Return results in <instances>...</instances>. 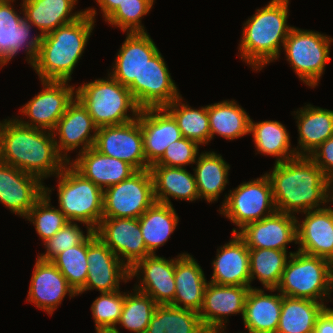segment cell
Listing matches in <instances>:
<instances>
[{"instance_id":"cell-1","label":"cell","mask_w":333,"mask_h":333,"mask_svg":"<svg viewBox=\"0 0 333 333\" xmlns=\"http://www.w3.org/2000/svg\"><path fill=\"white\" fill-rule=\"evenodd\" d=\"M276 210L291 215L320 209L333 204L330 179L309 156L274 163L266 172Z\"/></svg>"},{"instance_id":"cell-2","label":"cell","mask_w":333,"mask_h":333,"mask_svg":"<svg viewBox=\"0 0 333 333\" xmlns=\"http://www.w3.org/2000/svg\"><path fill=\"white\" fill-rule=\"evenodd\" d=\"M0 161L42 182L68 164L57 150L53 132L23 125L15 116L0 121Z\"/></svg>"},{"instance_id":"cell-3","label":"cell","mask_w":333,"mask_h":333,"mask_svg":"<svg viewBox=\"0 0 333 333\" xmlns=\"http://www.w3.org/2000/svg\"><path fill=\"white\" fill-rule=\"evenodd\" d=\"M96 11V8L88 7L86 13L76 21L42 35L38 54L32 65L40 81H71V75L82 59L96 25Z\"/></svg>"},{"instance_id":"cell-4","label":"cell","mask_w":333,"mask_h":333,"mask_svg":"<svg viewBox=\"0 0 333 333\" xmlns=\"http://www.w3.org/2000/svg\"><path fill=\"white\" fill-rule=\"evenodd\" d=\"M289 0H270L243 24L238 56L259 72L280 58L284 42L293 26L288 25Z\"/></svg>"},{"instance_id":"cell-5","label":"cell","mask_w":333,"mask_h":333,"mask_svg":"<svg viewBox=\"0 0 333 333\" xmlns=\"http://www.w3.org/2000/svg\"><path fill=\"white\" fill-rule=\"evenodd\" d=\"M76 98L97 127L128 123L135 120L141 110L128 87L109 74L76 86Z\"/></svg>"},{"instance_id":"cell-6","label":"cell","mask_w":333,"mask_h":333,"mask_svg":"<svg viewBox=\"0 0 333 333\" xmlns=\"http://www.w3.org/2000/svg\"><path fill=\"white\" fill-rule=\"evenodd\" d=\"M276 289L283 296L310 299L328 307L326 302H332L333 263L296 250L289 257Z\"/></svg>"},{"instance_id":"cell-7","label":"cell","mask_w":333,"mask_h":333,"mask_svg":"<svg viewBox=\"0 0 333 333\" xmlns=\"http://www.w3.org/2000/svg\"><path fill=\"white\" fill-rule=\"evenodd\" d=\"M55 178L58 180V208L68 221L84 224L86 231H94L103 217L104 190L69 163Z\"/></svg>"},{"instance_id":"cell-8","label":"cell","mask_w":333,"mask_h":333,"mask_svg":"<svg viewBox=\"0 0 333 333\" xmlns=\"http://www.w3.org/2000/svg\"><path fill=\"white\" fill-rule=\"evenodd\" d=\"M332 43L331 36L293 26L282 52L299 80L307 87L315 88L331 60Z\"/></svg>"},{"instance_id":"cell-9","label":"cell","mask_w":333,"mask_h":333,"mask_svg":"<svg viewBox=\"0 0 333 333\" xmlns=\"http://www.w3.org/2000/svg\"><path fill=\"white\" fill-rule=\"evenodd\" d=\"M225 194L219 214L236 225L232 233H237L245 225L259 221L275 213L272 185L264 173L258 178L243 182Z\"/></svg>"},{"instance_id":"cell-10","label":"cell","mask_w":333,"mask_h":333,"mask_svg":"<svg viewBox=\"0 0 333 333\" xmlns=\"http://www.w3.org/2000/svg\"><path fill=\"white\" fill-rule=\"evenodd\" d=\"M153 179L149 169L104 189L102 218H139L153 203Z\"/></svg>"},{"instance_id":"cell-11","label":"cell","mask_w":333,"mask_h":333,"mask_svg":"<svg viewBox=\"0 0 333 333\" xmlns=\"http://www.w3.org/2000/svg\"><path fill=\"white\" fill-rule=\"evenodd\" d=\"M69 83L70 81L41 80L43 89L20 108L19 113L24 117L15 118L23 125L53 132L58 120L76 97L75 85Z\"/></svg>"},{"instance_id":"cell-12","label":"cell","mask_w":333,"mask_h":333,"mask_svg":"<svg viewBox=\"0 0 333 333\" xmlns=\"http://www.w3.org/2000/svg\"><path fill=\"white\" fill-rule=\"evenodd\" d=\"M15 1L0 0V69L20 51H25V61L32 66L40 47L42 36L37 31L33 36L32 29L35 27L24 18L22 3L19 13L14 9L15 5L12 3Z\"/></svg>"},{"instance_id":"cell-13","label":"cell","mask_w":333,"mask_h":333,"mask_svg":"<svg viewBox=\"0 0 333 333\" xmlns=\"http://www.w3.org/2000/svg\"><path fill=\"white\" fill-rule=\"evenodd\" d=\"M88 276L85 286L77 293L97 290L110 293L120 290V282L130 281L129 268L96 235L95 231L87 237Z\"/></svg>"},{"instance_id":"cell-14","label":"cell","mask_w":333,"mask_h":333,"mask_svg":"<svg viewBox=\"0 0 333 333\" xmlns=\"http://www.w3.org/2000/svg\"><path fill=\"white\" fill-rule=\"evenodd\" d=\"M128 89L140 109L164 108L181 96L160 50L143 67L140 82Z\"/></svg>"},{"instance_id":"cell-15","label":"cell","mask_w":333,"mask_h":333,"mask_svg":"<svg viewBox=\"0 0 333 333\" xmlns=\"http://www.w3.org/2000/svg\"><path fill=\"white\" fill-rule=\"evenodd\" d=\"M94 148L103 155L127 162L136 170L150 168L138 118L121 125L98 127Z\"/></svg>"},{"instance_id":"cell-16","label":"cell","mask_w":333,"mask_h":333,"mask_svg":"<svg viewBox=\"0 0 333 333\" xmlns=\"http://www.w3.org/2000/svg\"><path fill=\"white\" fill-rule=\"evenodd\" d=\"M129 276L130 280L139 279L133 288L149 295L157 305H170L174 301L175 258L150 254L130 268Z\"/></svg>"},{"instance_id":"cell-17","label":"cell","mask_w":333,"mask_h":333,"mask_svg":"<svg viewBox=\"0 0 333 333\" xmlns=\"http://www.w3.org/2000/svg\"><path fill=\"white\" fill-rule=\"evenodd\" d=\"M94 231L129 269L151 254L145 246L139 218H102Z\"/></svg>"},{"instance_id":"cell-18","label":"cell","mask_w":333,"mask_h":333,"mask_svg":"<svg viewBox=\"0 0 333 333\" xmlns=\"http://www.w3.org/2000/svg\"><path fill=\"white\" fill-rule=\"evenodd\" d=\"M249 289V287L244 286L207 283L199 317L208 333L226 331L230 315L241 313L243 319L245 299Z\"/></svg>"},{"instance_id":"cell-19","label":"cell","mask_w":333,"mask_h":333,"mask_svg":"<svg viewBox=\"0 0 333 333\" xmlns=\"http://www.w3.org/2000/svg\"><path fill=\"white\" fill-rule=\"evenodd\" d=\"M97 128L87 109L75 97L53 130L58 152L69 162V152H78L80 147L78 153H81L94 147Z\"/></svg>"},{"instance_id":"cell-20","label":"cell","mask_w":333,"mask_h":333,"mask_svg":"<svg viewBox=\"0 0 333 333\" xmlns=\"http://www.w3.org/2000/svg\"><path fill=\"white\" fill-rule=\"evenodd\" d=\"M249 249L269 248L287 251L297 245V216L276 211L259 221L249 223L237 232Z\"/></svg>"},{"instance_id":"cell-21","label":"cell","mask_w":333,"mask_h":333,"mask_svg":"<svg viewBox=\"0 0 333 333\" xmlns=\"http://www.w3.org/2000/svg\"><path fill=\"white\" fill-rule=\"evenodd\" d=\"M66 295L70 299L78 296L65 276L51 261L41 260L37 257L26 301L33 303L38 309L44 310L49 316H52Z\"/></svg>"},{"instance_id":"cell-22","label":"cell","mask_w":333,"mask_h":333,"mask_svg":"<svg viewBox=\"0 0 333 333\" xmlns=\"http://www.w3.org/2000/svg\"><path fill=\"white\" fill-rule=\"evenodd\" d=\"M44 186L36 176L0 161V203L11 213L24 219L44 195Z\"/></svg>"},{"instance_id":"cell-23","label":"cell","mask_w":333,"mask_h":333,"mask_svg":"<svg viewBox=\"0 0 333 333\" xmlns=\"http://www.w3.org/2000/svg\"><path fill=\"white\" fill-rule=\"evenodd\" d=\"M330 205L301 213L305 215L302 220L297 217V251L333 263V208Z\"/></svg>"},{"instance_id":"cell-24","label":"cell","mask_w":333,"mask_h":333,"mask_svg":"<svg viewBox=\"0 0 333 333\" xmlns=\"http://www.w3.org/2000/svg\"><path fill=\"white\" fill-rule=\"evenodd\" d=\"M118 50L111 72L108 73L123 86L140 82L141 71L149 59L158 51L149 33H127Z\"/></svg>"},{"instance_id":"cell-25","label":"cell","mask_w":333,"mask_h":333,"mask_svg":"<svg viewBox=\"0 0 333 333\" xmlns=\"http://www.w3.org/2000/svg\"><path fill=\"white\" fill-rule=\"evenodd\" d=\"M137 118L146 162L151 166L163 156L170 144L182 138V134L174 118L164 108L141 109Z\"/></svg>"},{"instance_id":"cell-26","label":"cell","mask_w":333,"mask_h":333,"mask_svg":"<svg viewBox=\"0 0 333 333\" xmlns=\"http://www.w3.org/2000/svg\"><path fill=\"white\" fill-rule=\"evenodd\" d=\"M211 264L213 273L208 282L256 288L250 281L249 248L237 233H232L230 241L218 247Z\"/></svg>"},{"instance_id":"cell-27","label":"cell","mask_w":333,"mask_h":333,"mask_svg":"<svg viewBox=\"0 0 333 333\" xmlns=\"http://www.w3.org/2000/svg\"><path fill=\"white\" fill-rule=\"evenodd\" d=\"M84 178L103 190L130 177L137 170L125 161L101 154L94 147L77 153L68 162Z\"/></svg>"},{"instance_id":"cell-28","label":"cell","mask_w":333,"mask_h":333,"mask_svg":"<svg viewBox=\"0 0 333 333\" xmlns=\"http://www.w3.org/2000/svg\"><path fill=\"white\" fill-rule=\"evenodd\" d=\"M207 283L204 271L196 259L187 252L180 253L175 257L176 293L170 305L199 313Z\"/></svg>"},{"instance_id":"cell-29","label":"cell","mask_w":333,"mask_h":333,"mask_svg":"<svg viewBox=\"0 0 333 333\" xmlns=\"http://www.w3.org/2000/svg\"><path fill=\"white\" fill-rule=\"evenodd\" d=\"M281 308L282 294L277 289L250 288L245 299L242 319L245 330L248 333H276Z\"/></svg>"},{"instance_id":"cell-30","label":"cell","mask_w":333,"mask_h":333,"mask_svg":"<svg viewBox=\"0 0 333 333\" xmlns=\"http://www.w3.org/2000/svg\"><path fill=\"white\" fill-rule=\"evenodd\" d=\"M297 120V156H309L333 136V110L306 104L292 112Z\"/></svg>"},{"instance_id":"cell-31","label":"cell","mask_w":333,"mask_h":333,"mask_svg":"<svg viewBox=\"0 0 333 333\" xmlns=\"http://www.w3.org/2000/svg\"><path fill=\"white\" fill-rule=\"evenodd\" d=\"M77 3L78 0H22V7L24 18L42 36L82 17L86 9L75 11Z\"/></svg>"},{"instance_id":"cell-32","label":"cell","mask_w":333,"mask_h":333,"mask_svg":"<svg viewBox=\"0 0 333 333\" xmlns=\"http://www.w3.org/2000/svg\"><path fill=\"white\" fill-rule=\"evenodd\" d=\"M156 202L173 206L170 198L195 202L200 197L194 174L186 168L151 165L149 168Z\"/></svg>"},{"instance_id":"cell-33","label":"cell","mask_w":333,"mask_h":333,"mask_svg":"<svg viewBox=\"0 0 333 333\" xmlns=\"http://www.w3.org/2000/svg\"><path fill=\"white\" fill-rule=\"evenodd\" d=\"M194 165L196 167L193 168V172L200 199L211 204L218 202L220 194L223 193L227 184L229 185L230 164L221 154L204 150L198 155Z\"/></svg>"},{"instance_id":"cell-34","label":"cell","mask_w":333,"mask_h":333,"mask_svg":"<svg viewBox=\"0 0 333 333\" xmlns=\"http://www.w3.org/2000/svg\"><path fill=\"white\" fill-rule=\"evenodd\" d=\"M249 134L252 135L256 154L275 157V163H281L297 157L291 147L289 130L277 120L255 122L250 119Z\"/></svg>"},{"instance_id":"cell-35","label":"cell","mask_w":333,"mask_h":333,"mask_svg":"<svg viewBox=\"0 0 333 333\" xmlns=\"http://www.w3.org/2000/svg\"><path fill=\"white\" fill-rule=\"evenodd\" d=\"M210 141L215 135L233 141L250 135V115L235 100H223L207 105Z\"/></svg>"},{"instance_id":"cell-36","label":"cell","mask_w":333,"mask_h":333,"mask_svg":"<svg viewBox=\"0 0 333 333\" xmlns=\"http://www.w3.org/2000/svg\"><path fill=\"white\" fill-rule=\"evenodd\" d=\"M179 220L173 206L156 201L139 217L142 237L151 254H157V249L166 244Z\"/></svg>"},{"instance_id":"cell-37","label":"cell","mask_w":333,"mask_h":333,"mask_svg":"<svg viewBox=\"0 0 333 333\" xmlns=\"http://www.w3.org/2000/svg\"><path fill=\"white\" fill-rule=\"evenodd\" d=\"M104 21L124 33H147L142 24L155 0H95Z\"/></svg>"},{"instance_id":"cell-38","label":"cell","mask_w":333,"mask_h":333,"mask_svg":"<svg viewBox=\"0 0 333 333\" xmlns=\"http://www.w3.org/2000/svg\"><path fill=\"white\" fill-rule=\"evenodd\" d=\"M325 308L321 302L282 295L280 321L276 333H313L317 317Z\"/></svg>"},{"instance_id":"cell-39","label":"cell","mask_w":333,"mask_h":333,"mask_svg":"<svg viewBox=\"0 0 333 333\" xmlns=\"http://www.w3.org/2000/svg\"><path fill=\"white\" fill-rule=\"evenodd\" d=\"M182 95L164 109L176 121L182 137L195 141L200 146L210 142V124L207 105L199 108L191 107Z\"/></svg>"},{"instance_id":"cell-40","label":"cell","mask_w":333,"mask_h":333,"mask_svg":"<svg viewBox=\"0 0 333 333\" xmlns=\"http://www.w3.org/2000/svg\"><path fill=\"white\" fill-rule=\"evenodd\" d=\"M145 333H208L199 313L171 305H158Z\"/></svg>"},{"instance_id":"cell-41","label":"cell","mask_w":333,"mask_h":333,"mask_svg":"<svg viewBox=\"0 0 333 333\" xmlns=\"http://www.w3.org/2000/svg\"><path fill=\"white\" fill-rule=\"evenodd\" d=\"M293 253L269 248L249 249L251 283L257 279L265 289H276L286 263Z\"/></svg>"},{"instance_id":"cell-42","label":"cell","mask_w":333,"mask_h":333,"mask_svg":"<svg viewBox=\"0 0 333 333\" xmlns=\"http://www.w3.org/2000/svg\"><path fill=\"white\" fill-rule=\"evenodd\" d=\"M130 291L124 292V304L117 325L132 333H145L158 305L149 295L134 288Z\"/></svg>"},{"instance_id":"cell-43","label":"cell","mask_w":333,"mask_h":333,"mask_svg":"<svg viewBox=\"0 0 333 333\" xmlns=\"http://www.w3.org/2000/svg\"><path fill=\"white\" fill-rule=\"evenodd\" d=\"M52 190H55V188L44 186V195L24 218L34 225L36 233L43 243L52 238L68 223V219L63 212L58 207L55 208L51 205Z\"/></svg>"},{"instance_id":"cell-44","label":"cell","mask_w":333,"mask_h":333,"mask_svg":"<svg viewBox=\"0 0 333 333\" xmlns=\"http://www.w3.org/2000/svg\"><path fill=\"white\" fill-rule=\"evenodd\" d=\"M51 262L78 293L85 286L88 276L87 238L81 244L59 253Z\"/></svg>"},{"instance_id":"cell-45","label":"cell","mask_w":333,"mask_h":333,"mask_svg":"<svg viewBox=\"0 0 333 333\" xmlns=\"http://www.w3.org/2000/svg\"><path fill=\"white\" fill-rule=\"evenodd\" d=\"M120 291L100 293L92 302L91 312L96 331L118 328L117 323L124 304V292Z\"/></svg>"},{"instance_id":"cell-46","label":"cell","mask_w":333,"mask_h":333,"mask_svg":"<svg viewBox=\"0 0 333 333\" xmlns=\"http://www.w3.org/2000/svg\"><path fill=\"white\" fill-rule=\"evenodd\" d=\"M77 222L68 221L54 236L43 243L46 252L39 254L38 258L51 261L59 253L70 247L81 244L93 231H87L86 235Z\"/></svg>"},{"instance_id":"cell-47","label":"cell","mask_w":333,"mask_h":333,"mask_svg":"<svg viewBox=\"0 0 333 333\" xmlns=\"http://www.w3.org/2000/svg\"><path fill=\"white\" fill-rule=\"evenodd\" d=\"M200 145L195 141L182 137L169 145L163 156L153 165L186 168L196 162Z\"/></svg>"},{"instance_id":"cell-48","label":"cell","mask_w":333,"mask_h":333,"mask_svg":"<svg viewBox=\"0 0 333 333\" xmlns=\"http://www.w3.org/2000/svg\"><path fill=\"white\" fill-rule=\"evenodd\" d=\"M309 157L330 179L333 176V136L323 142Z\"/></svg>"},{"instance_id":"cell-49","label":"cell","mask_w":333,"mask_h":333,"mask_svg":"<svg viewBox=\"0 0 333 333\" xmlns=\"http://www.w3.org/2000/svg\"><path fill=\"white\" fill-rule=\"evenodd\" d=\"M313 333H333V308L326 307L317 317Z\"/></svg>"},{"instance_id":"cell-50","label":"cell","mask_w":333,"mask_h":333,"mask_svg":"<svg viewBox=\"0 0 333 333\" xmlns=\"http://www.w3.org/2000/svg\"><path fill=\"white\" fill-rule=\"evenodd\" d=\"M120 328L117 329H113V330H100V331H96V333H121L119 331Z\"/></svg>"},{"instance_id":"cell-51","label":"cell","mask_w":333,"mask_h":333,"mask_svg":"<svg viewBox=\"0 0 333 333\" xmlns=\"http://www.w3.org/2000/svg\"><path fill=\"white\" fill-rule=\"evenodd\" d=\"M330 188L333 193V176L330 178Z\"/></svg>"},{"instance_id":"cell-52","label":"cell","mask_w":333,"mask_h":333,"mask_svg":"<svg viewBox=\"0 0 333 333\" xmlns=\"http://www.w3.org/2000/svg\"><path fill=\"white\" fill-rule=\"evenodd\" d=\"M211 333H226L225 330H221V331H215V332H211ZM228 333V332H227ZM240 333V332H239Z\"/></svg>"}]
</instances>
